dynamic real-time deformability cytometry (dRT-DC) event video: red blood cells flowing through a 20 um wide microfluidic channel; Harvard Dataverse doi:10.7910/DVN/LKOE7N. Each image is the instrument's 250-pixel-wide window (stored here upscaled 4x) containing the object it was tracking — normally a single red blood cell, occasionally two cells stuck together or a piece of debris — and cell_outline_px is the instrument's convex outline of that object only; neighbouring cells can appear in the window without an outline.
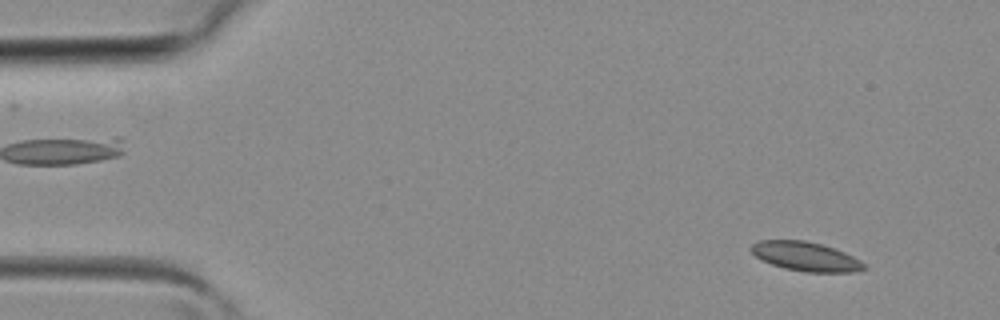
{"species": "common noctule bat (a hibernating species)", "species_latin": "Nyctalus noctula", "temperature_condition": "room temperature", "stored_images_in_passage": 40, "camera_frame_rate_fps": 3000, "um_per_image_px": 0.085, "animal": {"sex": "female", "body_mass_g": 19.3, "forearm_length_mm": 54.1}, "frame": {"image": 1, "passage_image": 3, "time_ms": 0.667, "image_size_px": [1000, 320], "cell_outline_px": [[868, 268], [856, 272], [804, 272], [784, 268], [772, 264], [756, 256], [748, 248], [752, 244], [760, 240], [804, 240], [836, 248], [860, 260]], "centroid_in_image_um": [68.5, 21.8], "position_along_channel_um": 16.5, "area_um2": 19.19}}
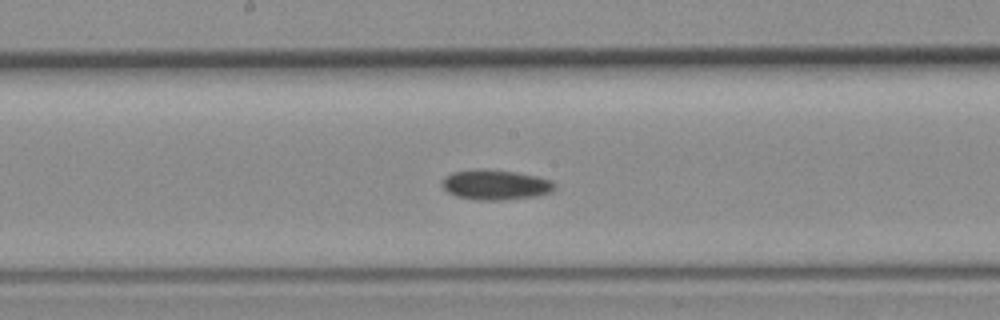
{"frame": {"image": 2, "passage_image": 20, "time_ms": 6.333, "image_size_px": [1000, 320], "cell_outline_px": [[556, 188], [552, 192], [540, 196], [504, 200], [476, 200], [456, 196], [448, 192], [440, 184], [444, 176], [452, 172], [480, 168], [516, 172], [536, 176], [552, 180], [556, 184]], "centroid_in_image_um": [42.14, 15.71], "position_along_channel_um": 206.1, "area_um2": 20.11}}
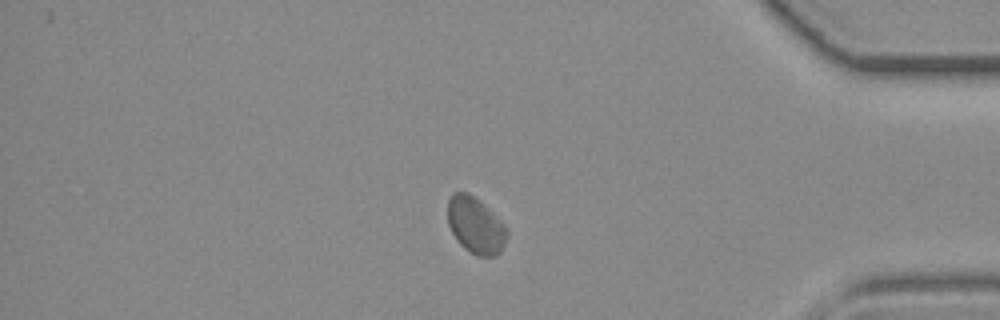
{"frame": {"image": 3, "passage_image": 33, "time_ms": 10.667, "image_size_px": [1000, 320], "cell_outline_px": [[508, 236], [500, 252], [496, 256], [476, 256], [464, 248], [456, 240], [448, 224], [448, 200], [456, 192], [468, 192], [488, 208], [508, 228]], "centroid_in_image_um": [40.44, 19.18], "position_along_channel_um": 394.8, "area_um2": 19.42}}